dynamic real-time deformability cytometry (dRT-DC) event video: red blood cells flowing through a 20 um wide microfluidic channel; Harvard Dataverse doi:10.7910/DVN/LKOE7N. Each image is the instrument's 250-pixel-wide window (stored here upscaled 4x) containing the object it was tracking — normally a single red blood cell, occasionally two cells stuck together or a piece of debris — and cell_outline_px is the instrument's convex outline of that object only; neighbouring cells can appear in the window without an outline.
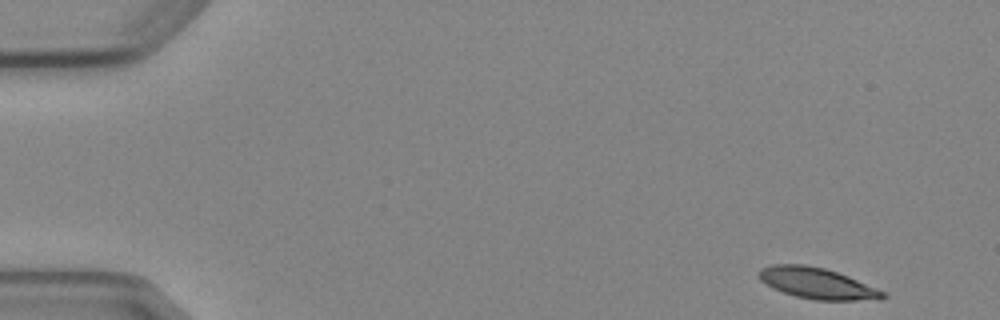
{"species": "Egyptian fruit bat (a non-hibernating species)", "species_latin": "Rousettus aegyptiacus", "temperature_condition": "cold", "stored_images_in_passage": 5, "camera_frame_rate_fps": 3000, "um_per_image_px": 0.085, "animal": {"sex": "female"}, "frame": {"image": 1, "passage_image": 1, "time_ms": 0.0, "image_size_px": [1000, 320], "cell_outline_px": [[888, 296], [856, 300], [816, 300], [796, 296], [772, 288], [760, 280], [756, 272], [760, 268], [772, 264], [804, 264], [824, 268], [848, 276], [876, 288], [884, 292]], "centroid_in_image_um": [69.35, 24.05], "position_along_channel_um": 15.7, "area_um2": 22.08}}
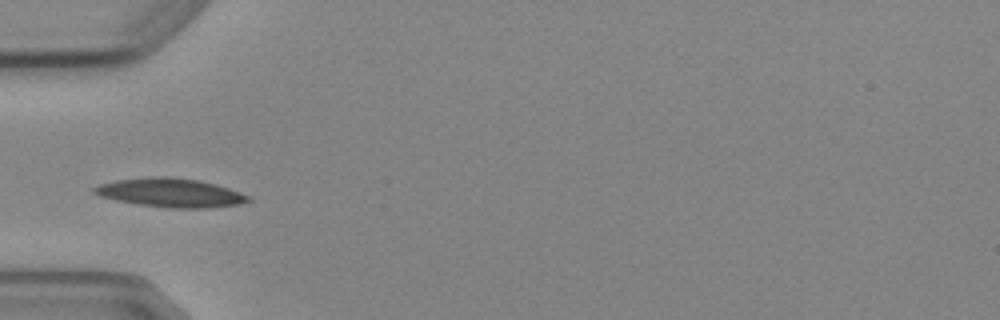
{"frame": {"image": 2, "passage_image": 5, "time_ms": 4.667, "image_size_px": [1000, 320], "cell_outline_px": [[252, 200], [240, 204], [208, 208], [172, 208], [140, 204], [116, 200], [100, 196], [92, 192], [92, 188], [100, 184], [116, 180], [148, 176], [172, 176], [200, 180], [216, 184], [252, 196]], "centroid_in_image_um": [14.52, 16.37], "position_along_channel_um": 70.5, "area_um2": 26.07}}